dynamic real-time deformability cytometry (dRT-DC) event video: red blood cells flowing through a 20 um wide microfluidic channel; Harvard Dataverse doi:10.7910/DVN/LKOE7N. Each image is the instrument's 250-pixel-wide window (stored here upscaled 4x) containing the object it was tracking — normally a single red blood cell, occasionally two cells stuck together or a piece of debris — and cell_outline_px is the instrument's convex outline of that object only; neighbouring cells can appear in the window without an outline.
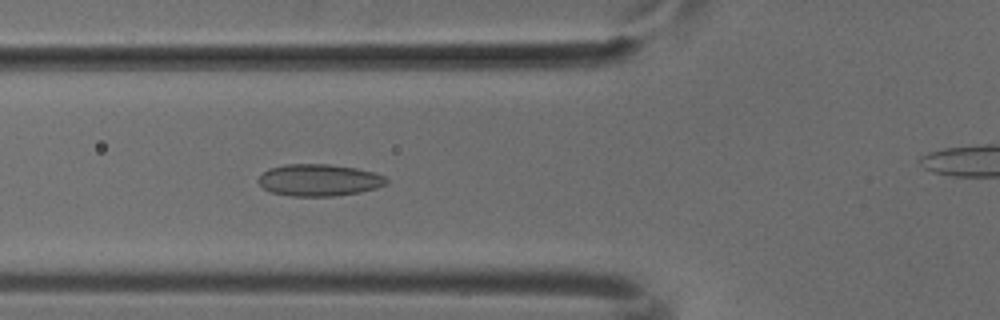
{"species": "common noctule bat (a hibernating species)", "species_latin": "Nyctalus noctula", "temperature_condition": "cold", "stored_images_in_passage": 38, "camera_frame_rate_fps": 3000, "um_per_image_px": 0.085, "animal": {"sex": "male", "body_mass_g": 18.8}, "frame": {"image": 1, "passage_image": 12, "time_ms": 3.667, "image_size_px": [1000, 320], "cell_outline_px": [[388, 184], [376, 188], [360, 192], [332, 196], [292, 196], [272, 192], [264, 188], [256, 180], [268, 168], [284, 164], [328, 164], [356, 168], [372, 172], [384, 176], [388, 180]], "centroid_in_image_um": [27.11, 15.3], "position_along_channel_um": 98.7, "area_um2": 23.76}}
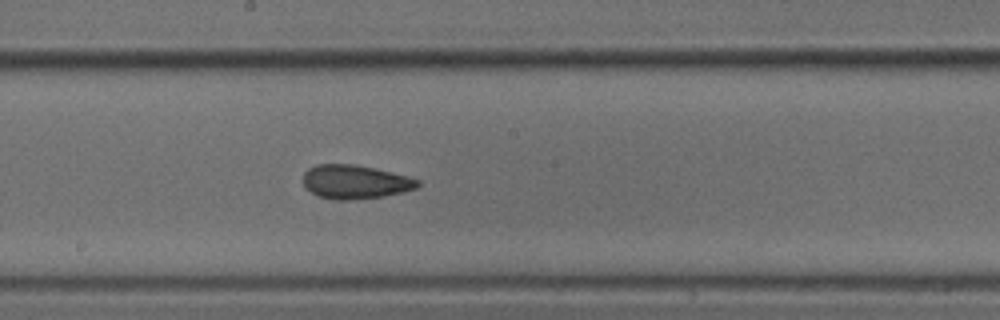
{"frame": {"image": 2, "passage_image": 21, "time_ms": 6.667, "image_size_px": [1000, 320], "cell_outline_px": [[420, 184], [416, 188], [404, 192], [384, 196], [348, 200], [332, 200], [320, 196], [304, 188], [304, 172], [308, 168], [316, 164], [356, 164], [392, 172], [408, 176], [420, 180]], "centroid_in_image_um": [30.19, 15.45], "position_along_channel_um": 218.0, "area_um2": 22.72}}
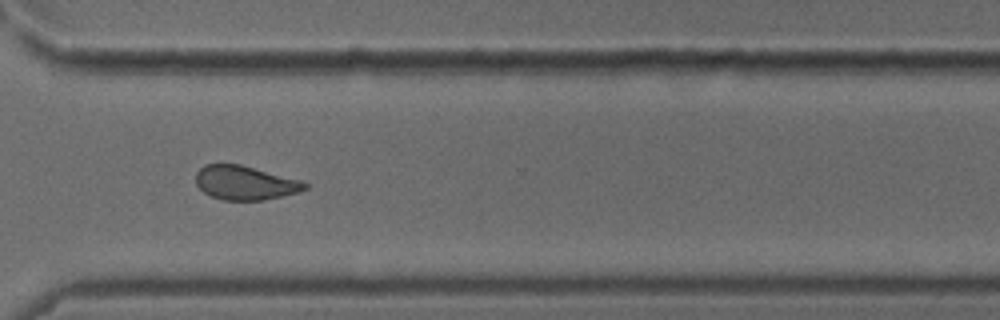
{"frame": {"image": 3, "passage_image": 31, "time_ms": 10.0, "image_size_px": [1000, 320], "cell_outline_px": [[308, 188], [296, 192], [264, 200], [224, 200], [212, 196], [204, 192], [196, 184], [196, 172], [204, 164], [240, 164], [300, 180], [308, 184]], "centroid_in_image_um": [20.8, 15.53], "position_along_channel_um": 349.8, "area_um2": 21.39}}